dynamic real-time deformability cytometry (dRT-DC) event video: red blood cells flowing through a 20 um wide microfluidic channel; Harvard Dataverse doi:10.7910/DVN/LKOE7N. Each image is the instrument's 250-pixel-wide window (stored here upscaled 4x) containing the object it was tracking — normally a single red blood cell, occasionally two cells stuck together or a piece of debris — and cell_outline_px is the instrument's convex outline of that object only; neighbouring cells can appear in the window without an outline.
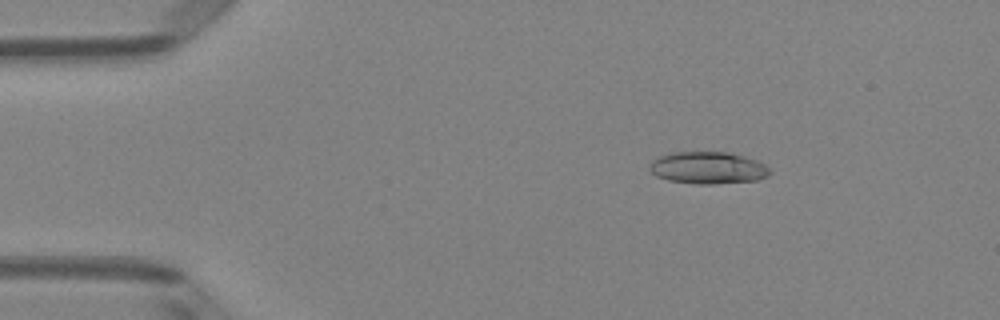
{"species": "Egyptian fruit bat (a non-hibernating species)", "species_latin": "Rousettus aegyptiacus", "temperature_condition": "room temperature", "stored_images_in_passage": 4, "camera_frame_rate_fps": 3000, "um_per_image_px": 0.085, "animal": {"sex": "female"}, "frame": {"image": 1, "passage_image": 2, "time_ms": 0.333, "image_size_px": [1000, 320], "cell_outline_px": [[772, 172], [768, 176], [756, 180], [712, 184], [696, 184], [668, 180], [656, 176], [648, 168], [652, 160], [660, 156], [672, 152], [728, 152], [744, 156], [756, 160], [764, 164]], "centroid_in_image_um": [60.17, 14.26], "position_along_channel_um": 24.8, "area_um2": 22.48}}
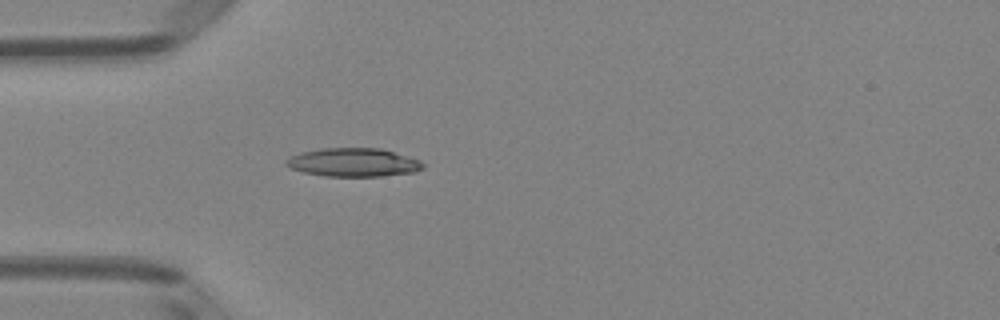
{"frame": {"image": 2, "passage_image": 4, "time_ms": 1.0, "image_size_px": [1000, 320], "cell_outline_px": [[424, 168], [416, 172], [380, 176], [324, 176], [304, 172], [288, 168], [284, 164], [284, 160], [300, 152], [320, 148], [380, 148], [420, 160], [424, 164]], "centroid_in_image_um": [30.01, 13.8], "position_along_channel_um": 55.0, "area_um2": 22.83}}